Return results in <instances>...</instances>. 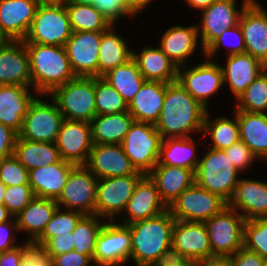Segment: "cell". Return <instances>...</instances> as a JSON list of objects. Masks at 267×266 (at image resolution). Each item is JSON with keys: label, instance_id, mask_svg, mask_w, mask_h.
<instances>
[{"label": "cell", "instance_id": "cell-1", "mask_svg": "<svg viewBox=\"0 0 267 266\" xmlns=\"http://www.w3.org/2000/svg\"><path fill=\"white\" fill-rule=\"evenodd\" d=\"M207 109L177 81L166 83V93L159 119L155 124L162 139L189 138L202 133Z\"/></svg>", "mask_w": 267, "mask_h": 266}, {"label": "cell", "instance_id": "cell-2", "mask_svg": "<svg viewBox=\"0 0 267 266\" xmlns=\"http://www.w3.org/2000/svg\"><path fill=\"white\" fill-rule=\"evenodd\" d=\"M175 219L169 210L128 224L135 266H151L172 256V236Z\"/></svg>", "mask_w": 267, "mask_h": 266}, {"label": "cell", "instance_id": "cell-3", "mask_svg": "<svg viewBox=\"0 0 267 266\" xmlns=\"http://www.w3.org/2000/svg\"><path fill=\"white\" fill-rule=\"evenodd\" d=\"M25 44L29 54L32 88L36 94L47 97L76 77L63 46Z\"/></svg>", "mask_w": 267, "mask_h": 266}, {"label": "cell", "instance_id": "cell-4", "mask_svg": "<svg viewBox=\"0 0 267 266\" xmlns=\"http://www.w3.org/2000/svg\"><path fill=\"white\" fill-rule=\"evenodd\" d=\"M194 172L195 184L219 195L227 203L232 199L239 181V172L224 150L208 147Z\"/></svg>", "mask_w": 267, "mask_h": 266}, {"label": "cell", "instance_id": "cell-5", "mask_svg": "<svg viewBox=\"0 0 267 266\" xmlns=\"http://www.w3.org/2000/svg\"><path fill=\"white\" fill-rule=\"evenodd\" d=\"M72 32L64 2L41 1L23 41L64 47Z\"/></svg>", "mask_w": 267, "mask_h": 266}, {"label": "cell", "instance_id": "cell-6", "mask_svg": "<svg viewBox=\"0 0 267 266\" xmlns=\"http://www.w3.org/2000/svg\"><path fill=\"white\" fill-rule=\"evenodd\" d=\"M48 98L56 102L65 119L90 123L96 116L95 77H75Z\"/></svg>", "mask_w": 267, "mask_h": 266}, {"label": "cell", "instance_id": "cell-7", "mask_svg": "<svg viewBox=\"0 0 267 266\" xmlns=\"http://www.w3.org/2000/svg\"><path fill=\"white\" fill-rule=\"evenodd\" d=\"M161 142L154 124L134 121L121 145L135 170L148 175L158 163Z\"/></svg>", "mask_w": 267, "mask_h": 266}, {"label": "cell", "instance_id": "cell-8", "mask_svg": "<svg viewBox=\"0 0 267 266\" xmlns=\"http://www.w3.org/2000/svg\"><path fill=\"white\" fill-rule=\"evenodd\" d=\"M246 219L229 205L204 222L213 256L230 257L243 247Z\"/></svg>", "mask_w": 267, "mask_h": 266}, {"label": "cell", "instance_id": "cell-9", "mask_svg": "<svg viewBox=\"0 0 267 266\" xmlns=\"http://www.w3.org/2000/svg\"><path fill=\"white\" fill-rule=\"evenodd\" d=\"M36 96L30 103L18 137L37 142L55 143L64 116L59 111L56 102L51 103Z\"/></svg>", "mask_w": 267, "mask_h": 266}, {"label": "cell", "instance_id": "cell-10", "mask_svg": "<svg viewBox=\"0 0 267 266\" xmlns=\"http://www.w3.org/2000/svg\"><path fill=\"white\" fill-rule=\"evenodd\" d=\"M144 174H131L98 179L95 215L106 221L121 215Z\"/></svg>", "mask_w": 267, "mask_h": 266}, {"label": "cell", "instance_id": "cell-11", "mask_svg": "<svg viewBox=\"0 0 267 266\" xmlns=\"http://www.w3.org/2000/svg\"><path fill=\"white\" fill-rule=\"evenodd\" d=\"M227 205L219 195L194 183L171 203L168 210L175 220L206 222Z\"/></svg>", "mask_w": 267, "mask_h": 266}, {"label": "cell", "instance_id": "cell-12", "mask_svg": "<svg viewBox=\"0 0 267 266\" xmlns=\"http://www.w3.org/2000/svg\"><path fill=\"white\" fill-rule=\"evenodd\" d=\"M203 58L206 60L194 67H188L189 64L178 67L177 80L195 100L208 110L210 97L223 88L224 80L221 64L214 59Z\"/></svg>", "mask_w": 267, "mask_h": 266}, {"label": "cell", "instance_id": "cell-13", "mask_svg": "<svg viewBox=\"0 0 267 266\" xmlns=\"http://www.w3.org/2000/svg\"><path fill=\"white\" fill-rule=\"evenodd\" d=\"M131 251L129 226L106 221L97 235L92 260L95 266H122L131 261Z\"/></svg>", "mask_w": 267, "mask_h": 266}, {"label": "cell", "instance_id": "cell-14", "mask_svg": "<svg viewBox=\"0 0 267 266\" xmlns=\"http://www.w3.org/2000/svg\"><path fill=\"white\" fill-rule=\"evenodd\" d=\"M97 185L98 178L85 165H75L56 200L59 208L95 214Z\"/></svg>", "mask_w": 267, "mask_h": 266}, {"label": "cell", "instance_id": "cell-15", "mask_svg": "<svg viewBox=\"0 0 267 266\" xmlns=\"http://www.w3.org/2000/svg\"><path fill=\"white\" fill-rule=\"evenodd\" d=\"M251 1L242 0L241 8L237 9V0H215L200 12V24L196 26L202 55L204 50L226 29L239 23L241 12Z\"/></svg>", "mask_w": 267, "mask_h": 266}, {"label": "cell", "instance_id": "cell-16", "mask_svg": "<svg viewBox=\"0 0 267 266\" xmlns=\"http://www.w3.org/2000/svg\"><path fill=\"white\" fill-rule=\"evenodd\" d=\"M104 31H73L64 48L76 77H98L99 46Z\"/></svg>", "mask_w": 267, "mask_h": 266}, {"label": "cell", "instance_id": "cell-17", "mask_svg": "<svg viewBox=\"0 0 267 266\" xmlns=\"http://www.w3.org/2000/svg\"><path fill=\"white\" fill-rule=\"evenodd\" d=\"M172 256L196 260L214 257L204 222L175 220L172 236Z\"/></svg>", "mask_w": 267, "mask_h": 266}, {"label": "cell", "instance_id": "cell-18", "mask_svg": "<svg viewBox=\"0 0 267 266\" xmlns=\"http://www.w3.org/2000/svg\"><path fill=\"white\" fill-rule=\"evenodd\" d=\"M55 144L63 161L85 165L93 147L91 124L65 119Z\"/></svg>", "mask_w": 267, "mask_h": 266}, {"label": "cell", "instance_id": "cell-19", "mask_svg": "<svg viewBox=\"0 0 267 266\" xmlns=\"http://www.w3.org/2000/svg\"><path fill=\"white\" fill-rule=\"evenodd\" d=\"M239 25L245 40V53L267 64V10L252 0L241 12Z\"/></svg>", "mask_w": 267, "mask_h": 266}, {"label": "cell", "instance_id": "cell-20", "mask_svg": "<svg viewBox=\"0 0 267 266\" xmlns=\"http://www.w3.org/2000/svg\"><path fill=\"white\" fill-rule=\"evenodd\" d=\"M85 166L98 179L143 174L132 166L121 144H93Z\"/></svg>", "mask_w": 267, "mask_h": 266}, {"label": "cell", "instance_id": "cell-21", "mask_svg": "<svg viewBox=\"0 0 267 266\" xmlns=\"http://www.w3.org/2000/svg\"><path fill=\"white\" fill-rule=\"evenodd\" d=\"M32 87L29 54L23 40H11L0 48V85Z\"/></svg>", "mask_w": 267, "mask_h": 266}, {"label": "cell", "instance_id": "cell-22", "mask_svg": "<svg viewBox=\"0 0 267 266\" xmlns=\"http://www.w3.org/2000/svg\"><path fill=\"white\" fill-rule=\"evenodd\" d=\"M168 207L161 200L156 184L145 175L136 185L132 197L124 210L127 217L120 223L128 225L132 222L155 217Z\"/></svg>", "mask_w": 267, "mask_h": 266}, {"label": "cell", "instance_id": "cell-23", "mask_svg": "<svg viewBox=\"0 0 267 266\" xmlns=\"http://www.w3.org/2000/svg\"><path fill=\"white\" fill-rule=\"evenodd\" d=\"M228 205L246 220L267 217V182L240 178Z\"/></svg>", "mask_w": 267, "mask_h": 266}, {"label": "cell", "instance_id": "cell-24", "mask_svg": "<svg viewBox=\"0 0 267 266\" xmlns=\"http://www.w3.org/2000/svg\"><path fill=\"white\" fill-rule=\"evenodd\" d=\"M41 0H0V27L11 40H23Z\"/></svg>", "mask_w": 267, "mask_h": 266}, {"label": "cell", "instance_id": "cell-25", "mask_svg": "<svg viewBox=\"0 0 267 266\" xmlns=\"http://www.w3.org/2000/svg\"><path fill=\"white\" fill-rule=\"evenodd\" d=\"M32 87L0 85V123L20 132L30 103L37 94Z\"/></svg>", "mask_w": 267, "mask_h": 266}, {"label": "cell", "instance_id": "cell-26", "mask_svg": "<svg viewBox=\"0 0 267 266\" xmlns=\"http://www.w3.org/2000/svg\"><path fill=\"white\" fill-rule=\"evenodd\" d=\"M74 166L75 164L61 159L55 164L28 171L29 184L34 196L57 200Z\"/></svg>", "mask_w": 267, "mask_h": 266}, {"label": "cell", "instance_id": "cell-27", "mask_svg": "<svg viewBox=\"0 0 267 266\" xmlns=\"http://www.w3.org/2000/svg\"><path fill=\"white\" fill-rule=\"evenodd\" d=\"M199 41L196 25H174L161 35L159 48L177 67L188 65V58L197 50Z\"/></svg>", "mask_w": 267, "mask_h": 266}, {"label": "cell", "instance_id": "cell-28", "mask_svg": "<svg viewBox=\"0 0 267 266\" xmlns=\"http://www.w3.org/2000/svg\"><path fill=\"white\" fill-rule=\"evenodd\" d=\"M148 176L156 184L160 198L167 207L195 183L194 171L178 166L156 164Z\"/></svg>", "mask_w": 267, "mask_h": 266}, {"label": "cell", "instance_id": "cell-29", "mask_svg": "<svg viewBox=\"0 0 267 266\" xmlns=\"http://www.w3.org/2000/svg\"><path fill=\"white\" fill-rule=\"evenodd\" d=\"M223 70L224 86L228 84L231 93L237 99L255 80L265 65L250 54L227 55Z\"/></svg>", "mask_w": 267, "mask_h": 266}, {"label": "cell", "instance_id": "cell-30", "mask_svg": "<svg viewBox=\"0 0 267 266\" xmlns=\"http://www.w3.org/2000/svg\"><path fill=\"white\" fill-rule=\"evenodd\" d=\"M166 83L145 81L128 104V112L135 121L156 124L163 107Z\"/></svg>", "mask_w": 267, "mask_h": 266}, {"label": "cell", "instance_id": "cell-31", "mask_svg": "<svg viewBox=\"0 0 267 266\" xmlns=\"http://www.w3.org/2000/svg\"><path fill=\"white\" fill-rule=\"evenodd\" d=\"M58 207L56 200L34 196L24 210L15 216L19 233L29 235L25 241L33 244L41 236Z\"/></svg>", "mask_w": 267, "mask_h": 266}, {"label": "cell", "instance_id": "cell-32", "mask_svg": "<svg viewBox=\"0 0 267 266\" xmlns=\"http://www.w3.org/2000/svg\"><path fill=\"white\" fill-rule=\"evenodd\" d=\"M133 58L146 81L171 83L177 81L178 67L158 47L144 46L138 53L133 50Z\"/></svg>", "mask_w": 267, "mask_h": 266}, {"label": "cell", "instance_id": "cell-33", "mask_svg": "<svg viewBox=\"0 0 267 266\" xmlns=\"http://www.w3.org/2000/svg\"><path fill=\"white\" fill-rule=\"evenodd\" d=\"M234 112L239 124L240 140L259 161L267 162V114L239 110Z\"/></svg>", "mask_w": 267, "mask_h": 266}, {"label": "cell", "instance_id": "cell-34", "mask_svg": "<svg viewBox=\"0 0 267 266\" xmlns=\"http://www.w3.org/2000/svg\"><path fill=\"white\" fill-rule=\"evenodd\" d=\"M134 121L130 112L96 115L90 121L93 144H121Z\"/></svg>", "mask_w": 267, "mask_h": 266}, {"label": "cell", "instance_id": "cell-35", "mask_svg": "<svg viewBox=\"0 0 267 266\" xmlns=\"http://www.w3.org/2000/svg\"><path fill=\"white\" fill-rule=\"evenodd\" d=\"M133 57L124 37L117 33L114 25L102 33L99 46L98 77H103L110 70L122 65Z\"/></svg>", "mask_w": 267, "mask_h": 266}, {"label": "cell", "instance_id": "cell-36", "mask_svg": "<svg viewBox=\"0 0 267 266\" xmlns=\"http://www.w3.org/2000/svg\"><path fill=\"white\" fill-rule=\"evenodd\" d=\"M14 155L30 171L61 160L55 143L37 142L17 137Z\"/></svg>", "mask_w": 267, "mask_h": 266}, {"label": "cell", "instance_id": "cell-37", "mask_svg": "<svg viewBox=\"0 0 267 266\" xmlns=\"http://www.w3.org/2000/svg\"><path fill=\"white\" fill-rule=\"evenodd\" d=\"M194 143L192 137L162 139L157 164L178 166L195 172L200 158L195 155L196 143Z\"/></svg>", "mask_w": 267, "mask_h": 266}, {"label": "cell", "instance_id": "cell-38", "mask_svg": "<svg viewBox=\"0 0 267 266\" xmlns=\"http://www.w3.org/2000/svg\"><path fill=\"white\" fill-rule=\"evenodd\" d=\"M211 119L209 110H207L202 133L204 138L208 135L211 139L212 143L210 142L208 147L225 150L240 140L239 124L235 112L233 120L221 115Z\"/></svg>", "mask_w": 267, "mask_h": 266}, {"label": "cell", "instance_id": "cell-39", "mask_svg": "<svg viewBox=\"0 0 267 266\" xmlns=\"http://www.w3.org/2000/svg\"><path fill=\"white\" fill-rule=\"evenodd\" d=\"M103 78L118 91L127 104L131 102L146 81L133 57L126 63L110 70Z\"/></svg>", "mask_w": 267, "mask_h": 266}, {"label": "cell", "instance_id": "cell-40", "mask_svg": "<svg viewBox=\"0 0 267 266\" xmlns=\"http://www.w3.org/2000/svg\"><path fill=\"white\" fill-rule=\"evenodd\" d=\"M72 31H106L112 24L93 5L65 4Z\"/></svg>", "mask_w": 267, "mask_h": 266}, {"label": "cell", "instance_id": "cell-41", "mask_svg": "<svg viewBox=\"0 0 267 266\" xmlns=\"http://www.w3.org/2000/svg\"><path fill=\"white\" fill-rule=\"evenodd\" d=\"M236 100L234 110L267 114V70L261 71Z\"/></svg>", "mask_w": 267, "mask_h": 266}, {"label": "cell", "instance_id": "cell-42", "mask_svg": "<svg viewBox=\"0 0 267 266\" xmlns=\"http://www.w3.org/2000/svg\"><path fill=\"white\" fill-rule=\"evenodd\" d=\"M97 215H84L73 230L74 250L79 254H87L93 259L96 238L105 219Z\"/></svg>", "mask_w": 267, "mask_h": 266}, {"label": "cell", "instance_id": "cell-43", "mask_svg": "<svg viewBox=\"0 0 267 266\" xmlns=\"http://www.w3.org/2000/svg\"><path fill=\"white\" fill-rule=\"evenodd\" d=\"M96 115L128 112V104L103 77H95Z\"/></svg>", "mask_w": 267, "mask_h": 266}, {"label": "cell", "instance_id": "cell-44", "mask_svg": "<svg viewBox=\"0 0 267 266\" xmlns=\"http://www.w3.org/2000/svg\"><path fill=\"white\" fill-rule=\"evenodd\" d=\"M83 216L82 212L58 207L41 236L33 243V246L41 248L50 238L73 232Z\"/></svg>", "mask_w": 267, "mask_h": 266}, {"label": "cell", "instance_id": "cell-45", "mask_svg": "<svg viewBox=\"0 0 267 266\" xmlns=\"http://www.w3.org/2000/svg\"><path fill=\"white\" fill-rule=\"evenodd\" d=\"M231 39V40H230ZM226 50L228 56L245 53V40L239 23L226 29L218 38H216L205 50L204 56L212 59L218 54L220 49Z\"/></svg>", "mask_w": 267, "mask_h": 266}, {"label": "cell", "instance_id": "cell-46", "mask_svg": "<svg viewBox=\"0 0 267 266\" xmlns=\"http://www.w3.org/2000/svg\"><path fill=\"white\" fill-rule=\"evenodd\" d=\"M243 247L267 258V217L245 221Z\"/></svg>", "mask_w": 267, "mask_h": 266}, {"label": "cell", "instance_id": "cell-47", "mask_svg": "<svg viewBox=\"0 0 267 266\" xmlns=\"http://www.w3.org/2000/svg\"><path fill=\"white\" fill-rule=\"evenodd\" d=\"M0 181L5 186L29 184L28 170L14 154L0 161Z\"/></svg>", "mask_w": 267, "mask_h": 266}, {"label": "cell", "instance_id": "cell-48", "mask_svg": "<svg viewBox=\"0 0 267 266\" xmlns=\"http://www.w3.org/2000/svg\"><path fill=\"white\" fill-rule=\"evenodd\" d=\"M34 198L30 184L6 186L3 205L13 216H17Z\"/></svg>", "mask_w": 267, "mask_h": 266}, {"label": "cell", "instance_id": "cell-49", "mask_svg": "<svg viewBox=\"0 0 267 266\" xmlns=\"http://www.w3.org/2000/svg\"><path fill=\"white\" fill-rule=\"evenodd\" d=\"M224 152L240 173L249 170L255 160H258L249 147L241 140L225 149Z\"/></svg>", "mask_w": 267, "mask_h": 266}, {"label": "cell", "instance_id": "cell-50", "mask_svg": "<svg viewBox=\"0 0 267 266\" xmlns=\"http://www.w3.org/2000/svg\"><path fill=\"white\" fill-rule=\"evenodd\" d=\"M41 249L53 258L56 255L67 253L74 249L73 234L57 235L50 238Z\"/></svg>", "mask_w": 267, "mask_h": 266}, {"label": "cell", "instance_id": "cell-51", "mask_svg": "<svg viewBox=\"0 0 267 266\" xmlns=\"http://www.w3.org/2000/svg\"><path fill=\"white\" fill-rule=\"evenodd\" d=\"M112 25H116L117 20L132 15L119 3L118 0H98L94 5Z\"/></svg>", "mask_w": 267, "mask_h": 266}, {"label": "cell", "instance_id": "cell-52", "mask_svg": "<svg viewBox=\"0 0 267 266\" xmlns=\"http://www.w3.org/2000/svg\"><path fill=\"white\" fill-rule=\"evenodd\" d=\"M17 221L15 217H12L9 221L0 224V252L14 249L20 244L17 243Z\"/></svg>", "mask_w": 267, "mask_h": 266}, {"label": "cell", "instance_id": "cell-53", "mask_svg": "<svg viewBox=\"0 0 267 266\" xmlns=\"http://www.w3.org/2000/svg\"><path fill=\"white\" fill-rule=\"evenodd\" d=\"M92 258L87 254H79L74 249L52 258V266H94Z\"/></svg>", "mask_w": 267, "mask_h": 266}, {"label": "cell", "instance_id": "cell-54", "mask_svg": "<svg viewBox=\"0 0 267 266\" xmlns=\"http://www.w3.org/2000/svg\"><path fill=\"white\" fill-rule=\"evenodd\" d=\"M33 244L24 241L23 245H19L14 249L0 252V266H20L26 257L28 249Z\"/></svg>", "mask_w": 267, "mask_h": 266}, {"label": "cell", "instance_id": "cell-55", "mask_svg": "<svg viewBox=\"0 0 267 266\" xmlns=\"http://www.w3.org/2000/svg\"><path fill=\"white\" fill-rule=\"evenodd\" d=\"M18 133L0 123V161L14 154Z\"/></svg>", "mask_w": 267, "mask_h": 266}, {"label": "cell", "instance_id": "cell-56", "mask_svg": "<svg viewBox=\"0 0 267 266\" xmlns=\"http://www.w3.org/2000/svg\"><path fill=\"white\" fill-rule=\"evenodd\" d=\"M233 266H263L264 258L242 247L230 256Z\"/></svg>", "mask_w": 267, "mask_h": 266}, {"label": "cell", "instance_id": "cell-57", "mask_svg": "<svg viewBox=\"0 0 267 266\" xmlns=\"http://www.w3.org/2000/svg\"><path fill=\"white\" fill-rule=\"evenodd\" d=\"M20 266H52V258L41 248L32 245Z\"/></svg>", "mask_w": 267, "mask_h": 266}, {"label": "cell", "instance_id": "cell-58", "mask_svg": "<svg viewBox=\"0 0 267 266\" xmlns=\"http://www.w3.org/2000/svg\"><path fill=\"white\" fill-rule=\"evenodd\" d=\"M151 266H200V260L170 256Z\"/></svg>", "mask_w": 267, "mask_h": 266}, {"label": "cell", "instance_id": "cell-59", "mask_svg": "<svg viewBox=\"0 0 267 266\" xmlns=\"http://www.w3.org/2000/svg\"><path fill=\"white\" fill-rule=\"evenodd\" d=\"M200 266H233L230 257L214 256L209 259L200 260Z\"/></svg>", "mask_w": 267, "mask_h": 266}, {"label": "cell", "instance_id": "cell-60", "mask_svg": "<svg viewBox=\"0 0 267 266\" xmlns=\"http://www.w3.org/2000/svg\"><path fill=\"white\" fill-rule=\"evenodd\" d=\"M153 0H130V14L136 16L148 7Z\"/></svg>", "mask_w": 267, "mask_h": 266}, {"label": "cell", "instance_id": "cell-61", "mask_svg": "<svg viewBox=\"0 0 267 266\" xmlns=\"http://www.w3.org/2000/svg\"><path fill=\"white\" fill-rule=\"evenodd\" d=\"M214 1L215 0H184L188 7L200 12L209 7Z\"/></svg>", "mask_w": 267, "mask_h": 266}, {"label": "cell", "instance_id": "cell-62", "mask_svg": "<svg viewBox=\"0 0 267 266\" xmlns=\"http://www.w3.org/2000/svg\"><path fill=\"white\" fill-rule=\"evenodd\" d=\"M12 217L8 209L3 204H0V224L9 221Z\"/></svg>", "mask_w": 267, "mask_h": 266}, {"label": "cell", "instance_id": "cell-63", "mask_svg": "<svg viewBox=\"0 0 267 266\" xmlns=\"http://www.w3.org/2000/svg\"><path fill=\"white\" fill-rule=\"evenodd\" d=\"M64 4H84V5H95L98 0H64Z\"/></svg>", "mask_w": 267, "mask_h": 266}, {"label": "cell", "instance_id": "cell-64", "mask_svg": "<svg viewBox=\"0 0 267 266\" xmlns=\"http://www.w3.org/2000/svg\"><path fill=\"white\" fill-rule=\"evenodd\" d=\"M10 41V37H8V35H6L0 27V48L6 46Z\"/></svg>", "mask_w": 267, "mask_h": 266}, {"label": "cell", "instance_id": "cell-65", "mask_svg": "<svg viewBox=\"0 0 267 266\" xmlns=\"http://www.w3.org/2000/svg\"><path fill=\"white\" fill-rule=\"evenodd\" d=\"M6 186L0 181V204H3Z\"/></svg>", "mask_w": 267, "mask_h": 266}, {"label": "cell", "instance_id": "cell-66", "mask_svg": "<svg viewBox=\"0 0 267 266\" xmlns=\"http://www.w3.org/2000/svg\"><path fill=\"white\" fill-rule=\"evenodd\" d=\"M118 1L130 13V0H118Z\"/></svg>", "mask_w": 267, "mask_h": 266}, {"label": "cell", "instance_id": "cell-67", "mask_svg": "<svg viewBox=\"0 0 267 266\" xmlns=\"http://www.w3.org/2000/svg\"><path fill=\"white\" fill-rule=\"evenodd\" d=\"M263 266H267V258H264Z\"/></svg>", "mask_w": 267, "mask_h": 266}, {"label": "cell", "instance_id": "cell-68", "mask_svg": "<svg viewBox=\"0 0 267 266\" xmlns=\"http://www.w3.org/2000/svg\"><path fill=\"white\" fill-rule=\"evenodd\" d=\"M41 1H64V0H41Z\"/></svg>", "mask_w": 267, "mask_h": 266}]
</instances>
